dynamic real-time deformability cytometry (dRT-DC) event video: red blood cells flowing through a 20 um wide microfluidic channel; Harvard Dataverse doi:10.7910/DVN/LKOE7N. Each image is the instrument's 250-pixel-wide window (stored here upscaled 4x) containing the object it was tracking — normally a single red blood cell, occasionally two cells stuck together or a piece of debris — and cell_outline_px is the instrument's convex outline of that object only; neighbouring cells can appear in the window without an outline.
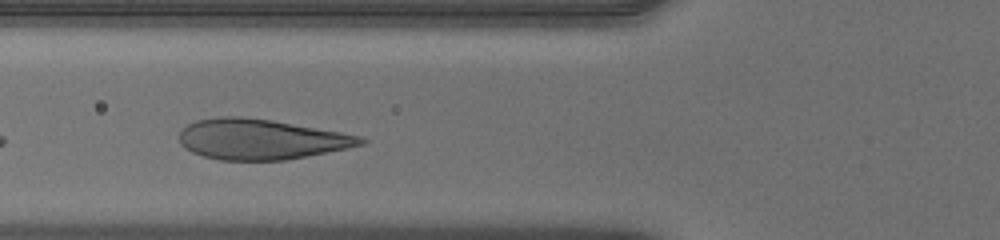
{"species": "human", "species_latin": "Homo sapiens", "temperature_condition": "warm", "stored_images_in_passage": 13, "camera_frame_rate_fps": 3000, "um_per_image_px": 0.085, "donor": {"sex": "male"}, "frame": {"image": 1, "passage_image": 4, "time_ms": 1.0, "image_size_px": [1000, 240], "cell_outline_px": [[368, 140], [364, 144], [348, 148], [288, 160], [220, 160], [204, 156], [192, 152], [184, 148], [180, 144], [180, 132], [188, 124], [196, 120], [220, 116], [240, 116], [272, 120], [340, 132], [360, 136]], "centroid_in_image_um": [22.17, 11.84], "position_along_channel_um": 103.6, "area_um2": 42.66}}
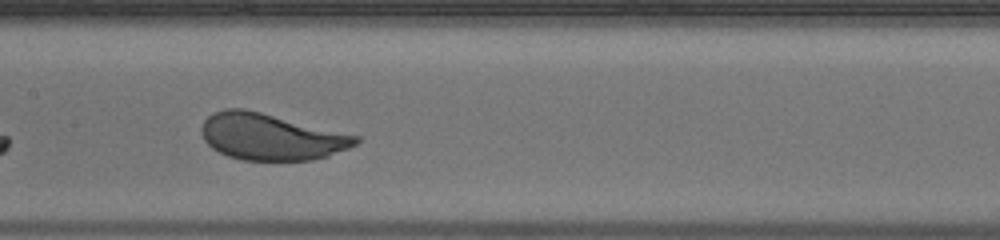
{"frame": {"image": 2, "passage_image": 10, "time_ms": 3.0, "image_size_px": [1000, 240], "cell_outline_px": [[360, 140], [356, 144], [348, 148], [328, 156], [312, 160], [244, 160], [228, 156], [212, 148], [204, 140], [200, 132], [200, 128], [204, 120], [208, 116], [224, 108], [244, 108], [360, 136]], "centroid_in_image_um": [23.01, 11.62], "position_along_channel_um": 184.4, "area_um2": 41.67}}